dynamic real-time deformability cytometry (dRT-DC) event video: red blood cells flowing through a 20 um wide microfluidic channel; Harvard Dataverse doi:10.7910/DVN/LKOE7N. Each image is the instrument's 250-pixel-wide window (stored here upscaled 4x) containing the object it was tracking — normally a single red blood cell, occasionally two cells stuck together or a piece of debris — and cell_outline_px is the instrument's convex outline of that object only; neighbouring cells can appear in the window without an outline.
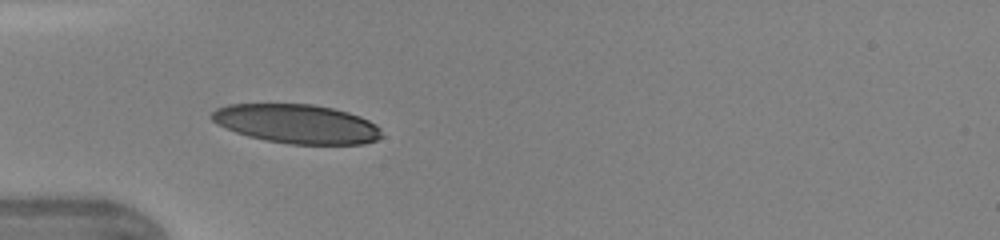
{"species": "human", "species_latin": "Homo sapiens", "temperature_condition": "warm", "stored_images_in_passage": 32, "camera_frame_rate_fps": 3000, "um_per_image_px": 0.085, "donor": {"sex": "female"}, "frame": {"image": 1, "passage_image": 1, "time_ms": 0.0, "image_size_px": [1000, 240], "cell_outline_px": [[384, 136], [376, 140], [364, 144], [292, 144], [264, 140], [248, 136], [236, 132], [216, 124], [208, 116], [216, 108], [228, 104], [312, 104], [332, 108], [348, 112], [360, 116], [376, 124], [380, 128]], "centroid_in_image_um": [25.22, 10.53], "position_along_channel_um": 59.8, "area_um2": 38.9}}
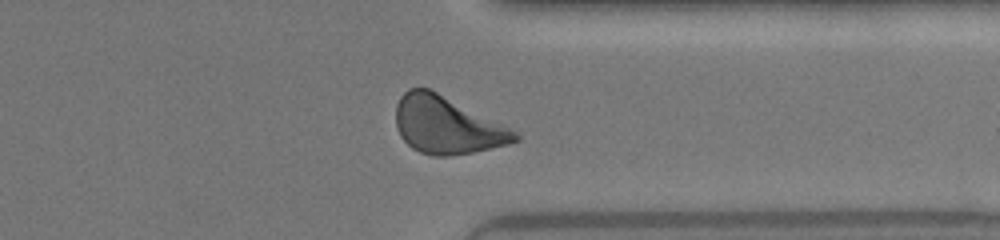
{"frame": {"image": 2, "passage_image": 23, "time_ms": 7.333, "image_size_px": [1000, 240], "cell_outline_px": [[520, 140], [508, 144], [472, 152], [448, 156], [432, 156], [420, 152], [412, 148], [400, 136], [396, 128], [396, 104], [400, 96], [408, 88], [428, 88], [520, 132]], "centroid_in_image_um": [37.98, 10.65], "position_along_channel_um": 373.4, "area_um2": 39.65}}
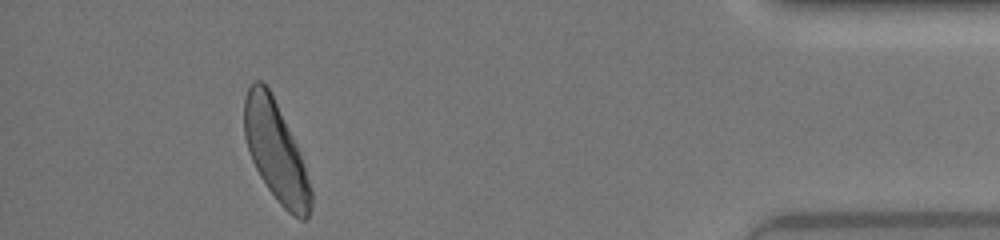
{"frame": {"image": 3, "passage_image": 29, "time_ms": 9.333, "image_size_px": [1000, 240], "cell_outline_px": [[312, 208], [308, 216], [304, 220], [300, 220], [292, 216], [280, 204], [268, 188], [260, 176], [252, 160], [244, 136], [244, 96], [252, 80], [260, 80], [268, 88], [300, 152], [304, 164], [312, 192]], "centroid_in_image_um": [23.44, 12.9], "position_along_channel_um": 411.8, "area_um2": 38.21}, "authors_computed_cell_mechanics": {"area_um2": 39.2751, "velocity_mm_per_s": 4.3551, "shape_relaxation_time_tau1_ms": 2.706, "shape_relaxation_time_tau2_ms": 0.9131, "deformation_change_tau1": 0.1479, "deformation_change_tau2": 0.072}}